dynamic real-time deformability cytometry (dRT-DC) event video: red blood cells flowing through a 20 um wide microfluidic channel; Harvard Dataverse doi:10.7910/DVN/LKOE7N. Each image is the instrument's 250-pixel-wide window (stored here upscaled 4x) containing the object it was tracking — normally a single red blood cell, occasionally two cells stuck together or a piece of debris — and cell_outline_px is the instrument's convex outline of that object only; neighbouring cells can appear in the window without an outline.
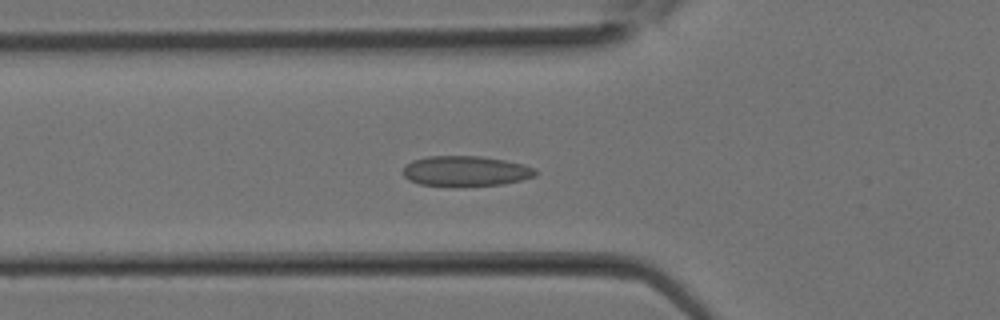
{"species": "Egyptian fruit bat (a non-hibernating species)", "species_latin": "Rousettus aegyptiacus", "temperature_condition": "room temperature", "stored_images_in_passage": 31, "camera_frame_rate_fps": 3000, "um_per_image_px": 0.085, "animal": {"sex": "female"}, "frame": {"image": 1, "passage_image": 11, "time_ms": 3.333, "image_size_px": [1000, 320], "cell_outline_px": [[536, 176], [504, 184], [420, 184], [408, 180], [404, 176], [404, 168], [412, 160], [428, 156], [480, 156], [504, 160], [524, 164], [536, 168]], "centroid_in_image_um": [39.61, 14.5], "position_along_channel_um": 86.2, "area_um2": 22.66}}
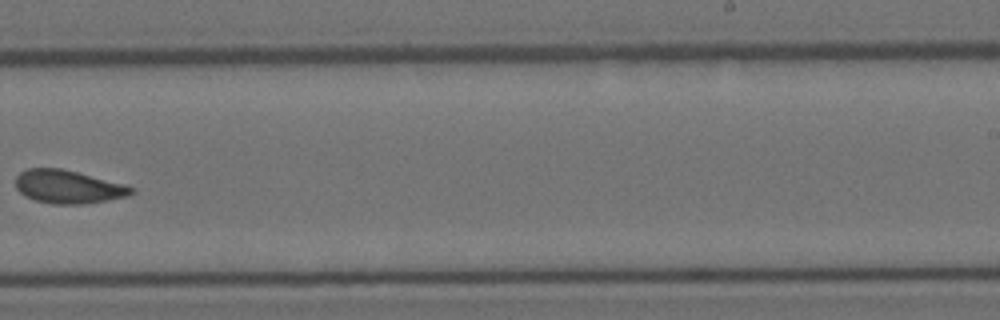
{"frame": {"image": 2, "passage_image": 20, "time_ms": 6.333, "image_size_px": [1000, 320], "cell_outline_px": [[136, 192], [128, 196], [108, 200], [84, 204], [52, 204], [36, 200], [24, 196], [16, 188], [16, 176], [20, 172], [28, 168], [60, 168], [124, 184], [136, 188]], "centroid_in_image_um": [5.8, 15.88], "position_along_channel_um": 283.2, "area_um2": 22.43}}
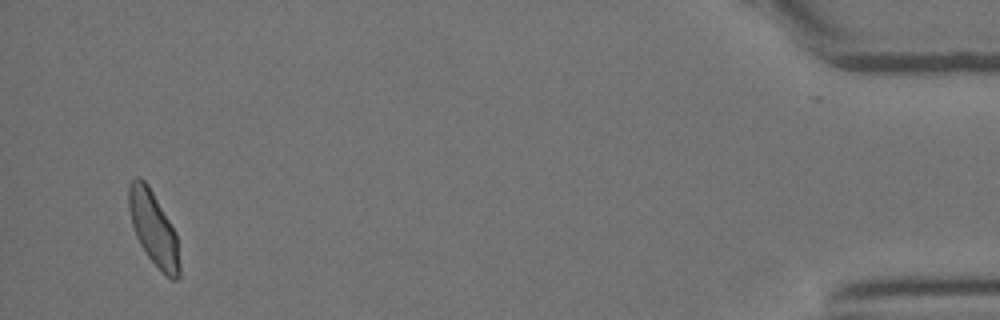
{"frame": {"image": 3, "passage_image": 30, "time_ms": 9.667, "image_size_px": [1000, 320], "cell_outline_px": [[180, 276], [176, 280], [172, 280], [148, 256], [140, 244], [136, 236], [132, 224], [128, 208], [128, 184], [136, 176], [140, 176], [148, 184], [176, 232], [180, 264]], "centroid_in_image_um": [13.04, 19.37], "position_along_channel_um": 422.2, "area_um2": 21.73}}